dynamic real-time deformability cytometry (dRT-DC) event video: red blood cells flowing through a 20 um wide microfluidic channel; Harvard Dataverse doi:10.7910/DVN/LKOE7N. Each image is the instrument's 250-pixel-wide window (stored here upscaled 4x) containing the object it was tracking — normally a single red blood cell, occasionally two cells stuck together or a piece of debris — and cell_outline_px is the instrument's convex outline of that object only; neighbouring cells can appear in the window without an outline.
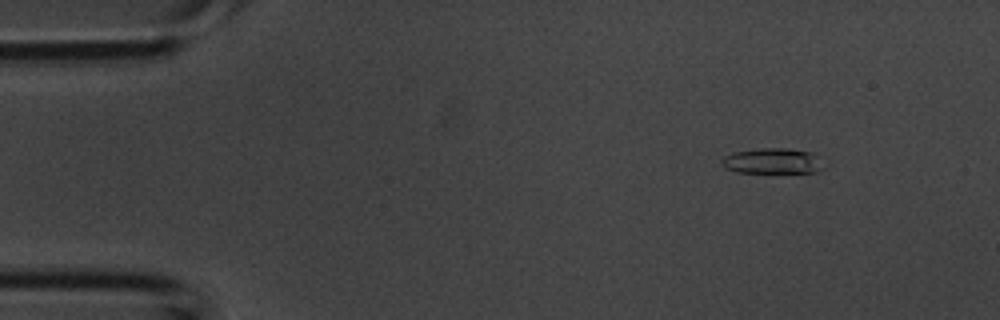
{"species": "common noctule bat (a hibernating species)", "species_latin": "Nyctalus noctula", "temperature_condition": "room temperature", "stored_images_in_passage": 2, "camera_frame_rate_fps": 3000, "um_per_image_px": 0.085, "animal": {"sex": "male", "body_mass_g": 20.1, "forearm_length_mm": 53.5}, "frame": {"image": 1, "passage_image": 2, "time_ms": 0.333, "image_size_px": [1000, 320], "cell_outline_px": [[824, 168], [816, 172], [736, 172], [728, 168], [720, 160], [724, 156], [736, 152], [760, 148], [788, 148], [812, 152], [816, 156]], "centroid_in_image_um": [65.68, 13.68], "position_along_channel_um": 19.3, "area_um2": 14.85}}